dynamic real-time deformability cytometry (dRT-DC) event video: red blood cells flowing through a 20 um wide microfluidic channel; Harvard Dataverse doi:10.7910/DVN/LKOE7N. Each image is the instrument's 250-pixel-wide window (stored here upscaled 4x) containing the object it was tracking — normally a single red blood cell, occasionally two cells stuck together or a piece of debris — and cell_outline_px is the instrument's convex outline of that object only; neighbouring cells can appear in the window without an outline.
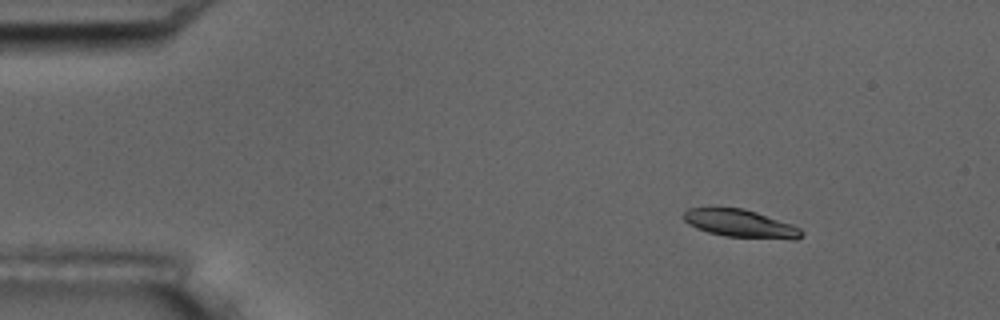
{"species": "common noctule bat (a hibernating species)", "species_latin": "Nyctalus noctula", "temperature_condition": "room temperature", "stored_images_in_passage": 6, "camera_frame_rate_fps": 3000, "um_per_image_px": 0.085, "animal": {"sex": "male", "body_mass_g": 17.5, "forearm_length_mm": 52.3}, "frame": {"image": 1, "passage_image": 3, "time_ms": 2.333, "image_size_px": [1000, 320], "cell_outline_px": [[804, 236], [796, 240], [792, 240], [724, 236], [708, 232], [696, 228], [688, 224], [680, 216], [688, 208], [744, 208], [792, 224], [800, 228], [804, 232]], "centroid_in_image_um": [62.96, 19.02], "position_along_channel_um": 22.0, "area_um2": 19.36}}
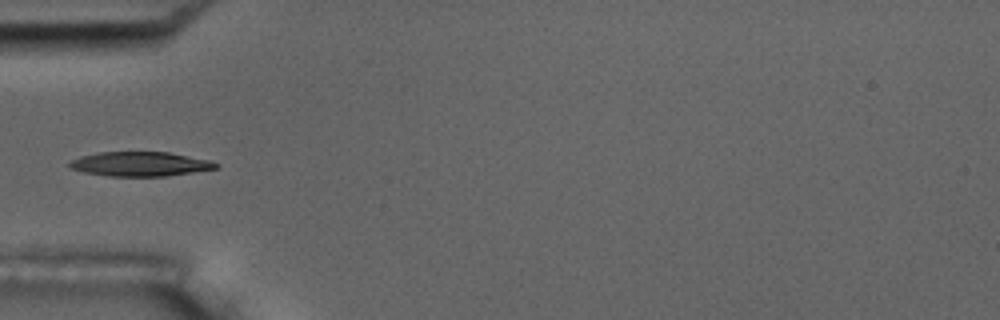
{"frame": {"image": 2, "passage_image": 6, "time_ms": 6.0, "image_size_px": [1000, 320], "cell_outline_px": [[220, 164], [216, 168], [192, 172], [164, 176], [108, 176], [84, 172], [68, 168], [68, 164], [72, 160], [80, 156], [100, 152], [168, 152], [208, 160]], "centroid_in_image_um": [11.86, 13.94], "position_along_channel_um": 73.1, "area_um2": 20.63}}